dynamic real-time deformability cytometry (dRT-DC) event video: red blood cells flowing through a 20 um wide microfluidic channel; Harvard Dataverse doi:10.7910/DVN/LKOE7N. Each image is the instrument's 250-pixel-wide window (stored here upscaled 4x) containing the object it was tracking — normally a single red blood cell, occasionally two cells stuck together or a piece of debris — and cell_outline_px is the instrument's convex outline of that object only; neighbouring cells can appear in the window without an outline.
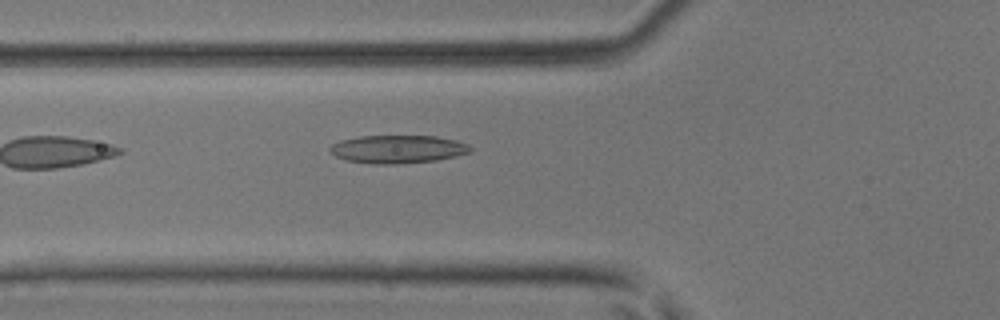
{"species": "common noctule bat (a hibernating species)", "species_latin": "Nyctalus noctula", "temperature_condition": "room temperature", "stored_images_in_passage": 5, "camera_frame_rate_fps": 3000, "um_per_image_px": 0.085, "animal": {"sex": "male", "body_mass_g": 17.9, "forearm_length_mm": 54.2}, "frame": {"image": 1, "passage_image": 5, "time_ms": 5.667, "image_size_px": [1000, 320], "cell_outline_px": [[472, 152], [456, 156], [436, 160], [396, 164], [376, 164], [348, 160], [336, 156], [328, 152], [328, 148], [332, 144], [340, 140], [360, 136], [436, 136], [456, 140], [468, 144], [472, 148]], "centroid_in_image_um": [33.81, 12.67], "position_along_channel_um": 92.0, "area_um2": 23.0}}